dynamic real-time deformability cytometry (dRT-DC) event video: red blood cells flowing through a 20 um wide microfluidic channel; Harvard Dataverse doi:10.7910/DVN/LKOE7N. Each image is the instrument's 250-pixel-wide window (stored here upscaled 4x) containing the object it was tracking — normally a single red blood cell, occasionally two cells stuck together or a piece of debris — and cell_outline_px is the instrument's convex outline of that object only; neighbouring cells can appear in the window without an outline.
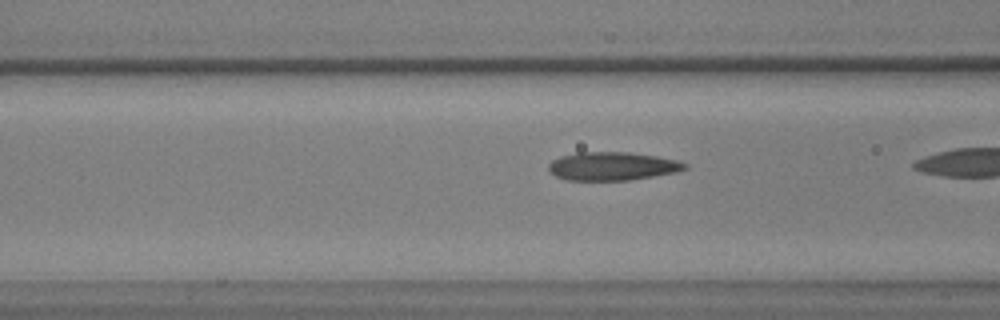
{"species": "common noctule bat (a hibernating species)", "species_latin": "Nyctalus noctula", "temperature_condition": "warm", "stored_images_in_passage": 37, "camera_frame_rate_fps": 3000, "um_per_image_px": 0.085, "animal": {"sex": "male", "body_mass_g": 17.9, "forearm_length_mm": 54.2}, "frame": {"image": 1, "passage_image": 14, "time_ms": 4.333, "image_size_px": [1000, 320], "cell_outline_px": [[688, 168], [676, 172], [628, 180], [568, 180], [556, 176], [548, 172], [548, 164], [552, 160], [560, 156], [576, 152], [628, 152], [656, 156], [680, 160], [688, 164]], "centroid_in_image_um": [52.04, 14.12], "position_along_channel_um": 114.6, "area_um2": 22.66}}
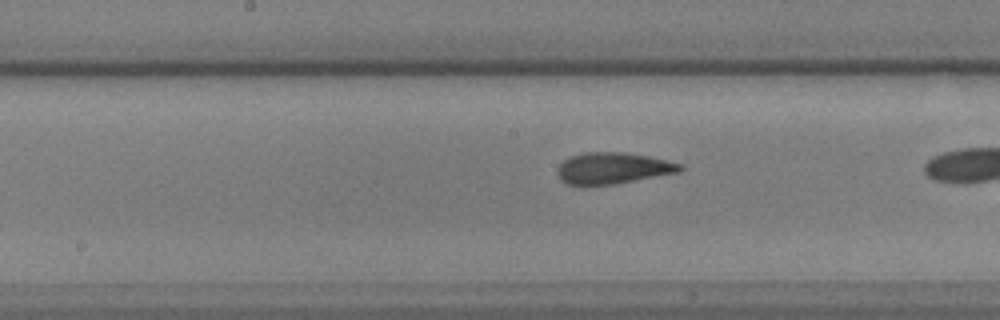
{"frame": {"image": 2, "passage_image": 21, "time_ms": 6.667, "image_size_px": [1000, 320], "cell_outline_px": [[684, 168], [680, 172], [612, 184], [584, 188], [580, 188], [568, 184], [560, 180], [556, 172], [556, 168], [564, 160], [572, 156], [584, 152], [624, 152], [648, 156], [684, 164]], "centroid_in_image_um": [52.04, 14.32], "position_along_channel_um": 196.2, "area_um2": 22.95}}
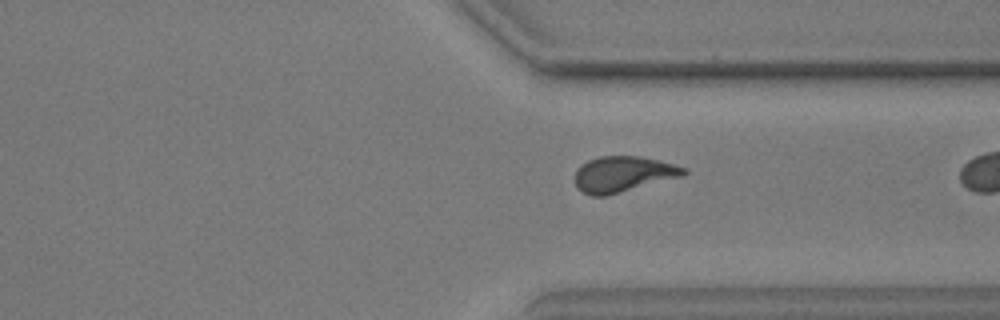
{"frame": {"image": 3, "passage_image": 35, "time_ms": 11.333, "image_size_px": [1000, 320], "cell_outline_px": [[688, 172], [684, 176], [608, 196], [592, 196], [576, 188], [576, 168], [588, 160], [600, 156], [640, 156], [688, 168]], "centroid_in_image_um": [52.98, 14.81], "position_along_channel_um": 358.4, "area_um2": 22.83}}